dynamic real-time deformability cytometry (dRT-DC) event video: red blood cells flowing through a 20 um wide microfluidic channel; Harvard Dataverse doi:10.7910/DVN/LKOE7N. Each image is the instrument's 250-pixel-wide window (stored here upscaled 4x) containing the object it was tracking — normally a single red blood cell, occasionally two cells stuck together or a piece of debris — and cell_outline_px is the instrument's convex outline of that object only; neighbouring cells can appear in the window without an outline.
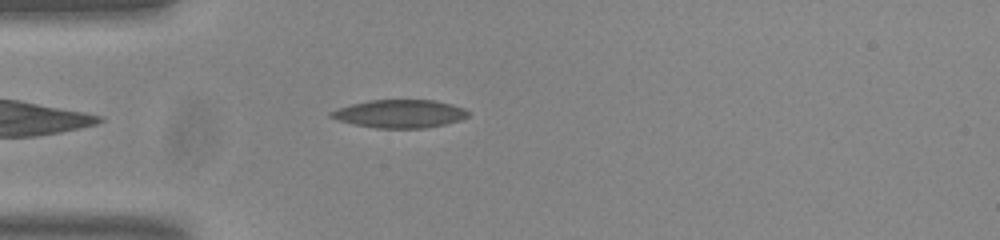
{"species": "common noctule bat (a hibernating species)", "species_latin": "Nyctalus noctula", "temperature_condition": "room temperature", "stored_images_in_passage": 44, "camera_frame_rate_fps": 3000, "um_per_image_px": 0.085, "animal": {"sex": "male", "body_mass_g": 20.0, "forearm_length_mm": 53.3}, "frame": {"image": 1, "passage_image": 5, "time_ms": 1.333, "image_size_px": [1000, 240], "cell_outline_px": [[468, 116], [460, 120], [444, 124], [424, 128], [376, 128], [352, 124], [328, 116], [328, 112], [336, 108], [368, 100], [432, 100], [452, 104], [464, 108], [468, 112]], "centroid_in_image_um": [33.94, 9.66], "position_along_channel_um": 51.1, "area_um2": 22.43}}
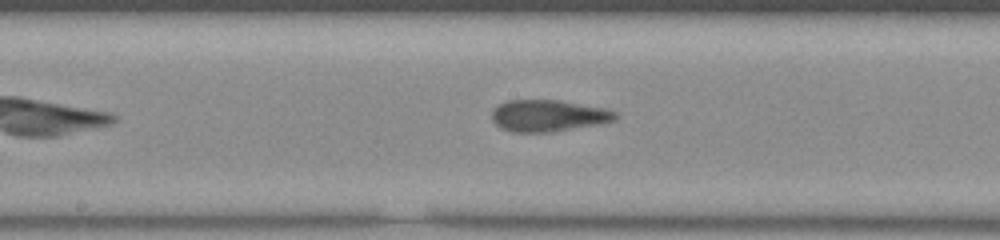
{"frame": {"image": 2, "passage_image": 18, "time_ms": 5.667, "image_size_px": [1000, 240], "cell_outline_px": [[616, 120], [600, 124], [552, 132], [512, 132], [500, 128], [492, 120], [492, 108], [508, 100], [560, 100], [608, 108], [616, 112]], "centroid_in_image_um": [46.61, 9.83], "position_along_channel_um": 201.6, "area_um2": 23.06}}
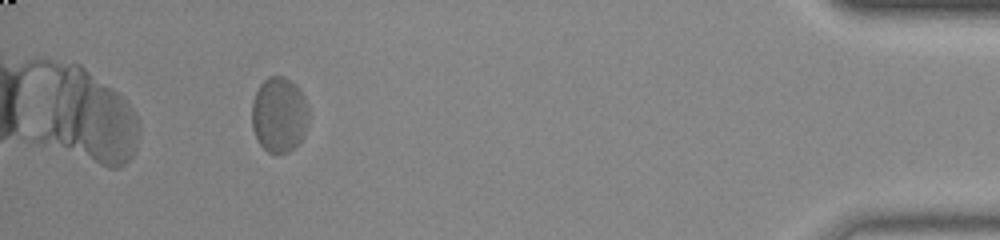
{"frame": {"image": 3, "passage_image": 40, "time_ms": 13.0, "image_size_px": [1000, 240], "cell_outline_px": [[308, 120], [304, 136], [288, 152], [268, 152], [260, 144], [252, 128], [252, 104], [256, 92], [260, 84], [268, 76], [284, 76], [296, 84], [304, 96], [308, 108]], "centroid_in_image_um": [23.73, 9.72], "position_along_channel_um": 411.5, "area_um2": 24.85}, "authors_computed_cell_mechanics": {"area_um2": 23.0044, "velocity_mm_per_s": 3.7081, "shape_relaxation_time_tau1_ms": 4.8677, "shape_relaxation_time_tau2_ms": 1.8384, "deformation_change_tau1": 0.1159, "deformation_change_tau2": 0.0893}}